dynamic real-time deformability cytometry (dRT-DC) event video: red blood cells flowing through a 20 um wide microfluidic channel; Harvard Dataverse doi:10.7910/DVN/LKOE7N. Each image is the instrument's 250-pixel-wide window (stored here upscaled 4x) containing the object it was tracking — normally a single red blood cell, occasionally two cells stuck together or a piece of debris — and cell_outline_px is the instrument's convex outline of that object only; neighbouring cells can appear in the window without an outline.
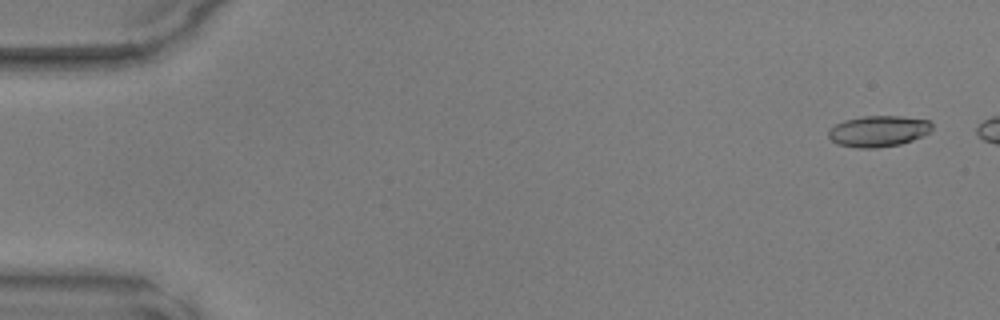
{"species": "common noctule bat (a hibernating species)", "species_latin": "Nyctalus noctula", "temperature_condition": "warm", "stored_images_in_passage": 44, "camera_frame_rate_fps": 3000, "um_per_image_px": 0.085, "animal": {"sex": "male", "body_mass_g": 17.9, "forearm_length_mm": 54.2}, "frame": {"image": 1, "passage_image": 3, "time_ms": 0.667, "image_size_px": [1000, 320], "cell_outline_px": [[932, 128], [928, 132], [912, 140], [900, 144], [876, 148], [856, 148], [836, 144], [828, 136], [828, 132], [836, 124], [844, 120], [864, 116], [900, 116], [928, 120], [932, 124]], "centroid_in_image_um": [74.64, 11.15], "position_along_channel_um": 10.4, "area_um2": 18.61}}
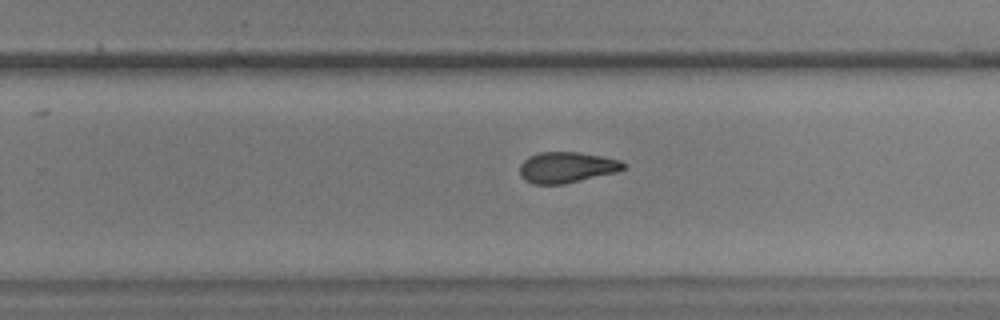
{"frame": {"image": 2, "passage_image": 32, "time_ms": 10.333, "image_size_px": [1000, 320], "cell_outline_px": [[624, 168], [616, 172], [564, 184], [532, 184], [524, 180], [520, 176], [520, 164], [528, 156], [540, 152], [580, 152], [620, 160], [624, 164]], "centroid_in_image_um": [48.12, 14.23], "position_along_channel_um": 281.7, "area_um2": 18.61}}
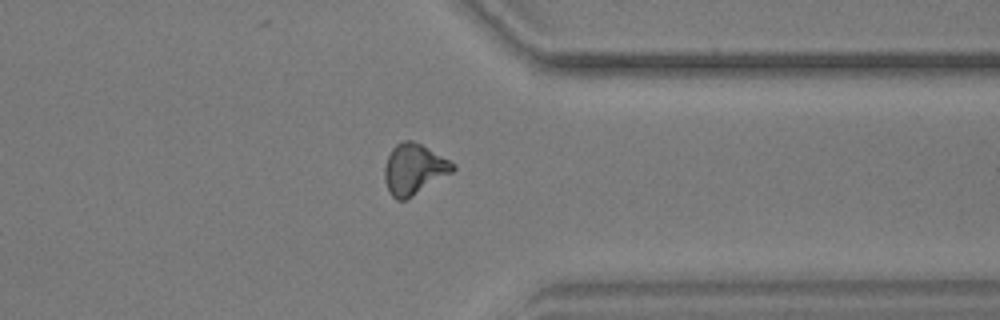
{"frame": {"image": 3, "passage_image": 39, "time_ms": 12.667, "image_size_px": [1000, 320], "cell_outline_px": [[456, 168], [452, 172], [412, 196], [404, 200], [396, 200], [388, 192], [384, 180], [384, 168], [388, 156], [392, 148], [396, 144], [404, 140], [412, 140], [420, 144], [456, 164]], "centroid_in_image_um": [35.16, 14.38], "position_along_channel_um": 376.2, "area_um2": 19.94}}